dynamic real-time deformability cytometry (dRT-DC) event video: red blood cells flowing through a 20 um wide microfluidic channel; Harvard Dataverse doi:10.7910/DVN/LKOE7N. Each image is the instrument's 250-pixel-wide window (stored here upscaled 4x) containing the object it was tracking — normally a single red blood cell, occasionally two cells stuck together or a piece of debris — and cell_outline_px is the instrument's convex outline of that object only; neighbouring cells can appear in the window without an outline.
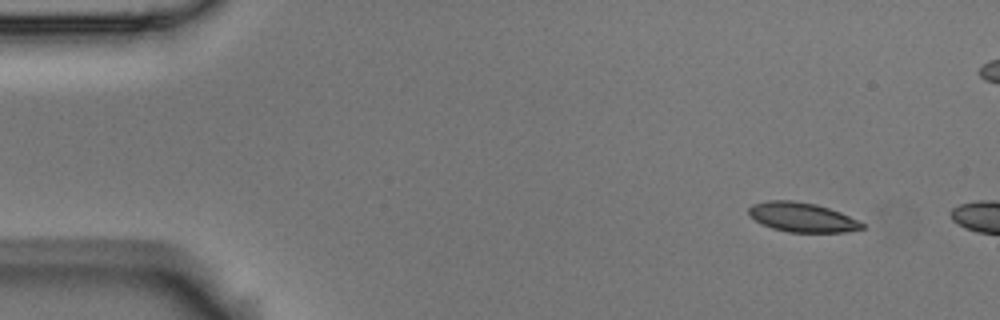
{"species": "Egyptian fruit bat (a non-hibernating species)", "species_latin": "Rousettus aegyptiacus", "temperature_condition": "room temperature", "stored_images_in_passage": 2, "camera_frame_rate_fps": 3000, "um_per_image_px": 0.085, "animal": {"sex": "male"}, "frame": {"image": 1, "passage_image": 1, "time_ms": 0.0, "image_size_px": [1000, 320], "cell_outline_px": [[864, 228], [844, 232], [788, 232], [772, 228], [756, 220], [748, 212], [748, 208], [752, 204], [768, 200], [792, 200], [816, 204], [840, 212], [864, 224]], "centroid_in_image_um": [68.16, 18.46], "position_along_channel_um": 16.8, "area_um2": 19.19}}